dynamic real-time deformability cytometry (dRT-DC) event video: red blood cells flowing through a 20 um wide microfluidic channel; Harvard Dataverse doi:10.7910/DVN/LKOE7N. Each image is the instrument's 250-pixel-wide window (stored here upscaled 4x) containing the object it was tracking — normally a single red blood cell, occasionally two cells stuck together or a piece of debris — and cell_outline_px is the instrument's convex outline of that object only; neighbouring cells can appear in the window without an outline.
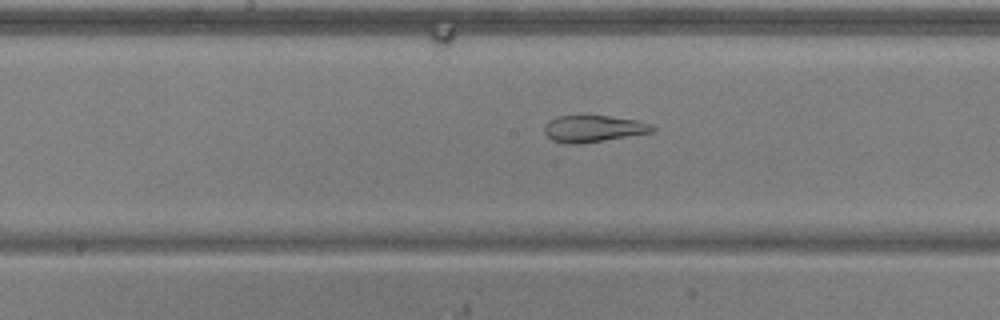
{"species": "common noctule bat (a hibernating species)", "species_latin": "Nyctalus noctula", "temperature_condition": "warm", "stored_images_in_passage": 42, "camera_frame_rate_fps": 3000, "um_per_image_px": 0.085, "animal": {"sex": "male", "body_mass_g": 20.5, "forearm_length_mm": 52.5}, "frame": {"image": 1, "passage_image": 16, "time_ms": 5.0, "image_size_px": [1000, 320], "cell_outline_px": [[656, 132], [580, 144], [564, 144], [552, 140], [544, 132], [544, 124], [548, 120], [556, 116], [584, 112], [636, 120], [652, 124], [656, 128]], "centroid_in_image_um": [50.41, 10.89], "position_along_channel_um": 197.8, "area_um2": 17.86}}
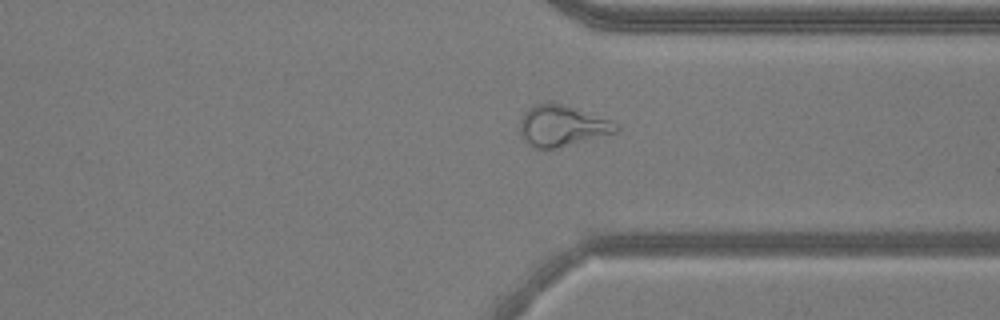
{"frame": {"image": 2, "passage_image": 29, "time_ms": 9.333, "image_size_px": [1000, 320], "cell_outline_px": [[620, 128], [616, 132], [548, 152], [532, 148], [524, 140], [520, 132], [520, 120], [524, 112], [528, 108], [544, 100], [564, 104], [612, 120]], "centroid_in_image_um": [47.73, 10.72], "position_along_channel_um": 363.7, "area_um2": 23.81}}
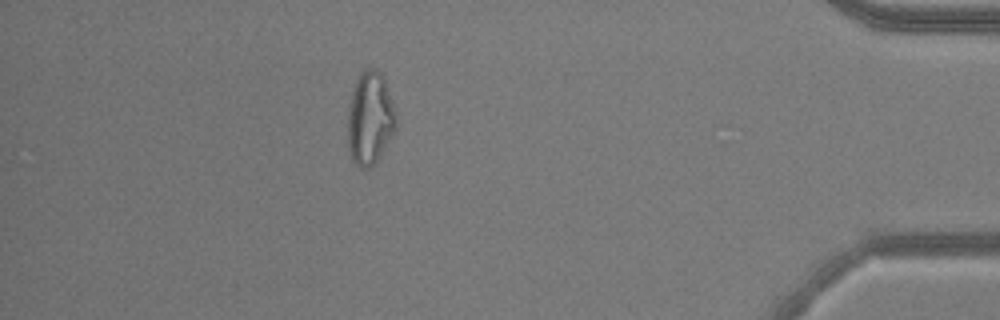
{"frame": {"image": 3, "passage_image": 36, "time_ms": 11.667, "image_size_px": [1000, 320], "cell_outline_px": [[396, 128], [376, 164], [368, 168], [360, 168], [352, 160], [348, 148], [348, 104], [356, 80], [360, 72], [364, 68], [376, 68], [380, 72], [384, 80], [396, 112]], "centroid_in_image_um": [31.44, 10.07], "position_along_channel_um": 403.8, "area_um2": 26.36}, "authors_computed_cell_mechanics": {"area_um2": 21.4727, "velocity_mm_per_s": 3.8479, "shape_relaxation_time_tau1_ms": null, "shape_relaxation_time_tau2_ms": 2.3277, "deformation_change_tau1": null, "deformation_change_tau2": 0.0864}}